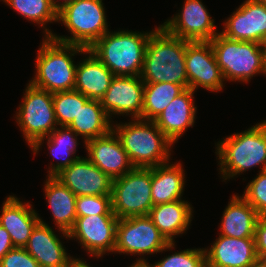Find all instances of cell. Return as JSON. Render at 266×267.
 I'll use <instances>...</instances> for the list:
<instances>
[{"mask_svg": "<svg viewBox=\"0 0 266 267\" xmlns=\"http://www.w3.org/2000/svg\"><path fill=\"white\" fill-rule=\"evenodd\" d=\"M181 163L170 161L151 167V194L153 206L182 199L185 171Z\"/></svg>", "mask_w": 266, "mask_h": 267, "instance_id": "cell-26", "label": "cell"}, {"mask_svg": "<svg viewBox=\"0 0 266 267\" xmlns=\"http://www.w3.org/2000/svg\"><path fill=\"white\" fill-rule=\"evenodd\" d=\"M89 98L76 90L53 93L55 118L59 126H69L77 116L80 106Z\"/></svg>", "mask_w": 266, "mask_h": 267, "instance_id": "cell-31", "label": "cell"}, {"mask_svg": "<svg viewBox=\"0 0 266 267\" xmlns=\"http://www.w3.org/2000/svg\"><path fill=\"white\" fill-rule=\"evenodd\" d=\"M220 224V235L232 238H254L260 217L256 210L239 195H232Z\"/></svg>", "mask_w": 266, "mask_h": 267, "instance_id": "cell-25", "label": "cell"}, {"mask_svg": "<svg viewBox=\"0 0 266 267\" xmlns=\"http://www.w3.org/2000/svg\"><path fill=\"white\" fill-rule=\"evenodd\" d=\"M220 33L230 39L262 43L266 40V5L244 1L224 22Z\"/></svg>", "mask_w": 266, "mask_h": 267, "instance_id": "cell-16", "label": "cell"}, {"mask_svg": "<svg viewBox=\"0 0 266 267\" xmlns=\"http://www.w3.org/2000/svg\"><path fill=\"white\" fill-rule=\"evenodd\" d=\"M103 0H72L58 9L57 22H62L71 36L52 34L51 38L89 49L109 30Z\"/></svg>", "mask_w": 266, "mask_h": 267, "instance_id": "cell-6", "label": "cell"}, {"mask_svg": "<svg viewBox=\"0 0 266 267\" xmlns=\"http://www.w3.org/2000/svg\"><path fill=\"white\" fill-rule=\"evenodd\" d=\"M78 135L70 129L68 126H60L53 130L47 137L39 139L32 147L34 154H37L44 143V139L47 141L48 149L53 158H62L61 161L56 164L51 163L47 176H55L63 168L68 167L74 161L82 156L75 155L77 151V145L80 144L77 138ZM64 158V159H63ZM60 160V159H59Z\"/></svg>", "mask_w": 266, "mask_h": 267, "instance_id": "cell-27", "label": "cell"}, {"mask_svg": "<svg viewBox=\"0 0 266 267\" xmlns=\"http://www.w3.org/2000/svg\"><path fill=\"white\" fill-rule=\"evenodd\" d=\"M185 67L188 88L194 92L198 87L211 92H219L224 88L225 79L210 41L187 42Z\"/></svg>", "mask_w": 266, "mask_h": 267, "instance_id": "cell-12", "label": "cell"}, {"mask_svg": "<svg viewBox=\"0 0 266 267\" xmlns=\"http://www.w3.org/2000/svg\"><path fill=\"white\" fill-rule=\"evenodd\" d=\"M0 267H40L25 248L11 249L1 260Z\"/></svg>", "mask_w": 266, "mask_h": 267, "instance_id": "cell-35", "label": "cell"}, {"mask_svg": "<svg viewBox=\"0 0 266 267\" xmlns=\"http://www.w3.org/2000/svg\"><path fill=\"white\" fill-rule=\"evenodd\" d=\"M113 122L99 100L89 99L80 106L77 116L68 127L78 136H82L86 143L88 140L108 134L112 130Z\"/></svg>", "mask_w": 266, "mask_h": 267, "instance_id": "cell-28", "label": "cell"}, {"mask_svg": "<svg viewBox=\"0 0 266 267\" xmlns=\"http://www.w3.org/2000/svg\"><path fill=\"white\" fill-rule=\"evenodd\" d=\"M216 155L223 181L253 167L266 170V120L217 142Z\"/></svg>", "mask_w": 266, "mask_h": 267, "instance_id": "cell-4", "label": "cell"}, {"mask_svg": "<svg viewBox=\"0 0 266 267\" xmlns=\"http://www.w3.org/2000/svg\"><path fill=\"white\" fill-rule=\"evenodd\" d=\"M144 97V82L140 76H114L100 100L108 117L125 114L140 119Z\"/></svg>", "mask_w": 266, "mask_h": 267, "instance_id": "cell-14", "label": "cell"}, {"mask_svg": "<svg viewBox=\"0 0 266 267\" xmlns=\"http://www.w3.org/2000/svg\"><path fill=\"white\" fill-rule=\"evenodd\" d=\"M112 130L134 167L150 168L170 161L174 144L154 121L132 119L129 123H115Z\"/></svg>", "mask_w": 266, "mask_h": 267, "instance_id": "cell-3", "label": "cell"}, {"mask_svg": "<svg viewBox=\"0 0 266 267\" xmlns=\"http://www.w3.org/2000/svg\"><path fill=\"white\" fill-rule=\"evenodd\" d=\"M151 265L153 267H206L205 248L181 250Z\"/></svg>", "mask_w": 266, "mask_h": 267, "instance_id": "cell-32", "label": "cell"}, {"mask_svg": "<svg viewBox=\"0 0 266 267\" xmlns=\"http://www.w3.org/2000/svg\"><path fill=\"white\" fill-rule=\"evenodd\" d=\"M260 48L262 51V65H263L264 75L266 76V40H264L260 44Z\"/></svg>", "mask_w": 266, "mask_h": 267, "instance_id": "cell-38", "label": "cell"}, {"mask_svg": "<svg viewBox=\"0 0 266 267\" xmlns=\"http://www.w3.org/2000/svg\"><path fill=\"white\" fill-rule=\"evenodd\" d=\"M257 175L247 184L242 197L260 217H266V170L259 171Z\"/></svg>", "mask_w": 266, "mask_h": 267, "instance_id": "cell-34", "label": "cell"}, {"mask_svg": "<svg viewBox=\"0 0 266 267\" xmlns=\"http://www.w3.org/2000/svg\"><path fill=\"white\" fill-rule=\"evenodd\" d=\"M77 217L93 215H115L112 211L111 195L77 196Z\"/></svg>", "mask_w": 266, "mask_h": 267, "instance_id": "cell-33", "label": "cell"}, {"mask_svg": "<svg viewBox=\"0 0 266 267\" xmlns=\"http://www.w3.org/2000/svg\"><path fill=\"white\" fill-rule=\"evenodd\" d=\"M193 207L185 200L154 205L148 214L154 225L169 243L176 242L174 237L186 233L192 217Z\"/></svg>", "mask_w": 266, "mask_h": 267, "instance_id": "cell-22", "label": "cell"}, {"mask_svg": "<svg viewBox=\"0 0 266 267\" xmlns=\"http://www.w3.org/2000/svg\"><path fill=\"white\" fill-rule=\"evenodd\" d=\"M23 101L16 111V122L29 147L47 137L58 126L53 94L33 86L30 82L23 92Z\"/></svg>", "mask_w": 266, "mask_h": 267, "instance_id": "cell-9", "label": "cell"}, {"mask_svg": "<svg viewBox=\"0 0 266 267\" xmlns=\"http://www.w3.org/2000/svg\"><path fill=\"white\" fill-rule=\"evenodd\" d=\"M13 248L9 233L0 225V260Z\"/></svg>", "mask_w": 266, "mask_h": 267, "instance_id": "cell-37", "label": "cell"}, {"mask_svg": "<svg viewBox=\"0 0 266 267\" xmlns=\"http://www.w3.org/2000/svg\"><path fill=\"white\" fill-rule=\"evenodd\" d=\"M254 239L258 257L266 258V217L258 218Z\"/></svg>", "mask_w": 266, "mask_h": 267, "instance_id": "cell-36", "label": "cell"}, {"mask_svg": "<svg viewBox=\"0 0 266 267\" xmlns=\"http://www.w3.org/2000/svg\"><path fill=\"white\" fill-rule=\"evenodd\" d=\"M87 159L113 180L131 171L134 166L113 130L84 143Z\"/></svg>", "mask_w": 266, "mask_h": 267, "instance_id": "cell-17", "label": "cell"}, {"mask_svg": "<svg viewBox=\"0 0 266 267\" xmlns=\"http://www.w3.org/2000/svg\"><path fill=\"white\" fill-rule=\"evenodd\" d=\"M19 199L14 195L6 197L1 208L0 225L9 233L14 247L24 248L40 217L30 202L23 203Z\"/></svg>", "mask_w": 266, "mask_h": 267, "instance_id": "cell-21", "label": "cell"}, {"mask_svg": "<svg viewBox=\"0 0 266 267\" xmlns=\"http://www.w3.org/2000/svg\"><path fill=\"white\" fill-rule=\"evenodd\" d=\"M194 93L190 88L185 89L153 120L173 144L189 127L194 126L197 111Z\"/></svg>", "mask_w": 266, "mask_h": 267, "instance_id": "cell-20", "label": "cell"}, {"mask_svg": "<svg viewBox=\"0 0 266 267\" xmlns=\"http://www.w3.org/2000/svg\"><path fill=\"white\" fill-rule=\"evenodd\" d=\"M37 51L36 73L29 82L50 93L74 90L76 67L73 56L86 54L87 48L44 37Z\"/></svg>", "mask_w": 266, "mask_h": 267, "instance_id": "cell-2", "label": "cell"}, {"mask_svg": "<svg viewBox=\"0 0 266 267\" xmlns=\"http://www.w3.org/2000/svg\"><path fill=\"white\" fill-rule=\"evenodd\" d=\"M180 12L161 24L169 33L190 42L211 41L219 32L201 0H185Z\"/></svg>", "mask_w": 266, "mask_h": 267, "instance_id": "cell-13", "label": "cell"}, {"mask_svg": "<svg viewBox=\"0 0 266 267\" xmlns=\"http://www.w3.org/2000/svg\"><path fill=\"white\" fill-rule=\"evenodd\" d=\"M70 267H91L86 261L80 260V258H77Z\"/></svg>", "mask_w": 266, "mask_h": 267, "instance_id": "cell-40", "label": "cell"}, {"mask_svg": "<svg viewBox=\"0 0 266 267\" xmlns=\"http://www.w3.org/2000/svg\"><path fill=\"white\" fill-rule=\"evenodd\" d=\"M255 1L260 2V3H263V4L266 5V0H255Z\"/></svg>", "mask_w": 266, "mask_h": 267, "instance_id": "cell-43", "label": "cell"}, {"mask_svg": "<svg viewBox=\"0 0 266 267\" xmlns=\"http://www.w3.org/2000/svg\"><path fill=\"white\" fill-rule=\"evenodd\" d=\"M112 211L118 219L148 215L153 207L151 167H134L112 182Z\"/></svg>", "mask_w": 266, "mask_h": 267, "instance_id": "cell-8", "label": "cell"}, {"mask_svg": "<svg viewBox=\"0 0 266 267\" xmlns=\"http://www.w3.org/2000/svg\"><path fill=\"white\" fill-rule=\"evenodd\" d=\"M206 267H249L258 257L254 238H232L219 235L205 248Z\"/></svg>", "mask_w": 266, "mask_h": 267, "instance_id": "cell-19", "label": "cell"}, {"mask_svg": "<svg viewBox=\"0 0 266 267\" xmlns=\"http://www.w3.org/2000/svg\"><path fill=\"white\" fill-rule=\"evenodd\" d=\"M48 177L44 193L57 229L62 237L69 238L68 231L73 227L76 215V195L55 176Z\"/></svg>", "mask_w": 266, "mask_h": 267, "instance_id": "cell-23", "label": "cell"}, {"mask_svg": "<svg viewBox=\"0 0 266 267\" xmlns=\"http://www.w3.org/2000/svg\"><path fill=\"white\" fill-rule=\"evenodd\" d=\"M187 42L169 33L162 25L153 29L145 50L140 74L142 81L175 83L187 89L185 67Z\"/></svg>", "mask_w": 266, "mask_h": 267, "instance_id": "cell-1", "label": "cell"}, {"mask_svg": "<svg viewBox=\"0 0 266 267\" xmlns=\"http://www.w3.org/2000/svg\"><path fill=\"white\" fill-rule=\"evenodd\" d=\"M55 177L76 196L111 195L113 179L86 157L63 168Z\"/></svg>", "mask_w": 266, "mask_h": 267, "instance_id": "cell-15", "label": "cell"}, {"mask_svg": "<svg viewBox=\"0 0 266 267\" xmlns=\"http://www.w3.org/2000/svg\"><path fill=\"white\" fill-rule=\"evenodd\" d=\"M210 43L226 81L247 83L257 74L264 75L260 43L233 40L220 32Z\"/></svg>", "mask_w": 266, "mask_h": 267, "instance_id": "cell-7", "label": "cell"}, {"mask_svg": "<svg viewBox=\"0 0 266 267\" xmlns=\"http://www.w3.org/2000/svg\"><path fill=\"white\" fill-rule=\"evenodd\" d=\"M175 248L154 225L148 215L118 219L114 253L143 255L136 261H147L144 254L153 255Z\"/></svg>", "mask_w": 266, "mask_h": 267, "instance_id": "cell-10", "label": "cell"}, {"mask_svg": "<svg viewBox=\"0 0 266 267\" xmlns=\"http://www.w3.org/2000/svg\"><path fill=\"white\" fill-rule=\"evenodd\" d=\"M249 267H266V258L257 257Z\"/></svg>", "mask_w": 266, "mask_h": 267, "instance_id": "cell-39", "label": "cell"}, {"mask_svg": "<svg viewBox=\"0 0 266 267\" xmlns=\"http://www.w3.org/2000/svg\"><path fill=\"white\" fill-rule=\"evenodd\" d=\"M85 59L76 67L74 90L92 100H101L110 86L114 74L88 49Z\"/></svg>", "mask_w": 266, "mask_h": 267, "instance_id": "cell-24", "label": "cell"}, {"mask_svg": "<svg viewBox=\"0 0 266 267\" xmlns=\"http://www.w3.org/2000/svg\"><path fill=\"white\" fill-rule=\"evenodd\" d=\"M58 237L52 227L40 218L24 248L40 267H70L76 258L67 254Z\"/></svg>", "mask_w": 266, "mask_h": 267, "instance_id": "cell-18", "label": "cell"}, {"mask_svg": "<svg viewBox=\"0 0 266 267\" xmlns=\"http://www.w3.org/2000/svg\"><path fill=\"white\" fill-rule=\"evenodd\" d=\"M185 88L169 82L144 83L142 115L140 119L153 121Z\"/></svg>", "mask_w": 266, "mask_h": 267, "instance_id": "cell-29", "label": "cell"}, {"mask_svg": "<svg viewBox=\"0 0 266 267\" xmlns=\"http://www.w3.org/2000/svg\"><path fill=\"white\" fill-rule=\"evenodd\" d=\"M129 267H153L151 264H149L148 261H136L135 263H133L132 265H130Z\"/></svg>", "mask_w": 266, "mask_h": 267, "instance_id": "cell-42", "label": "cell"}, {"mask_svg": "<svg viewBox=\"0 0 266 267\" xmlns=\"http://www.w3.org/2000/svg\"><path fill=\"white\" fill-rule=\"evenodd\" d=\"M11 9L16 11L28 21L39 24L43 27L44 37H51L53 32L46 26L48 23L57 22L58 10L50 0H2ZM47 23V24H46ZM46 24V25H45Z\"/></svg>", "mask_w": 266, "mask_h": 267, "instance_id": "cell-30", "label": "cell"}, {"mask_svg": "<svg viewBox=\"0 0 266 267\" xmlns=\"http://www.w3.org/2000/svg\"><path fill=\"white\" fill-rule=\"evenodd\" d=\"M116 215L77 217L68 231L69 239H76L89 255L99 258L114 252L116 245Z\"/></svg>", "mask_w": 266, "mask_h": 267, "instance_id": "cell-11", "label": "cell"}, {"mask_svg": "<svg viewBox=\"0 0 266 267\" xmlns=\"http://www.w3.org/2000/svg\"><path fill=\"white\" fill-rule=\"evenodd\" d=\"M61 1V0H59ZM58 0H50V2L52 3V5L58 10L59 8H61L62 6H64L65 4L69 3L72 0H62V2H59Z\"/></svg>", "mask_w": 266, "mask_h": 267, "instance_id": "cell-41", "label": "cell"}, {"mask_svg": "<svg viewBox=\"0 0 266 267\" xmlns=\"http://www.w3.org/2000/svg\"><path fill=\"white\" fill-rule=\"evenodd\" d=\"M149 32L130 30L108 31L88 50L95 55L114 76H140Z\"/></svg>", "mask_w": 266, "mask_h": 267, "instance_id": "cell-5", "label": "cell"}]
</instances>
